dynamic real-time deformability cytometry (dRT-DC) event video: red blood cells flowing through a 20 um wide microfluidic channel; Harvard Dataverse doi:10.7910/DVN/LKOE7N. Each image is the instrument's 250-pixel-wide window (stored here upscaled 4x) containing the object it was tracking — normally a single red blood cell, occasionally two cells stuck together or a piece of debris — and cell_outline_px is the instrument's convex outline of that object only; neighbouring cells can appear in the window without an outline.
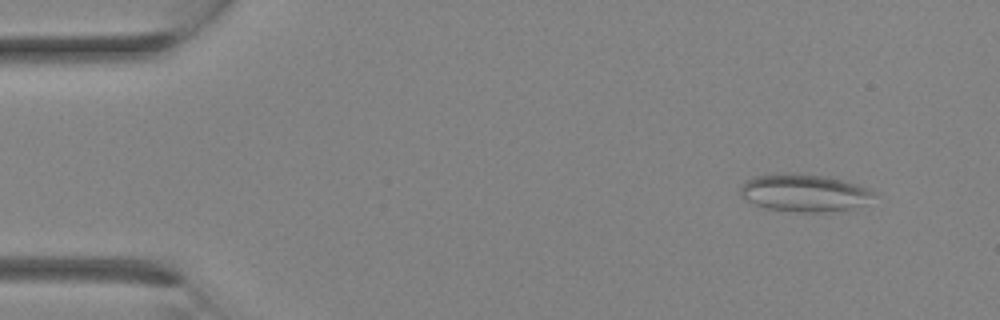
{"species": "Egyptian fruit bat (a non-hibernating species)", "species_latin": "Rousettus aegyptiacus", "temperature_condition": "room temperature", "stored_images_in_passage": 28, "segment_of_instrument_passage": [1, 2], "camera_frame_rate_fps": 3000, "um_per_image_px": 0.085, "animal": {"sex": "female"}, "frame": {"image": 1, "passage_image": 1, "time_ms": 0.0, "image_size_px": [1000, 320], "cell_outline_px": [[872, 192], [860, 204], [848, 208], [828, 212], [796, 212], [764, 208], [740, 196], [740, 188], [752, 176], [776, 172], [788, 172], [820, 176], [844, 180], [868, 188]], "centroid_in_image_um": [68.22, 16.37], "position_along_channel_um": 16.8, "area_um2": 28.61}}
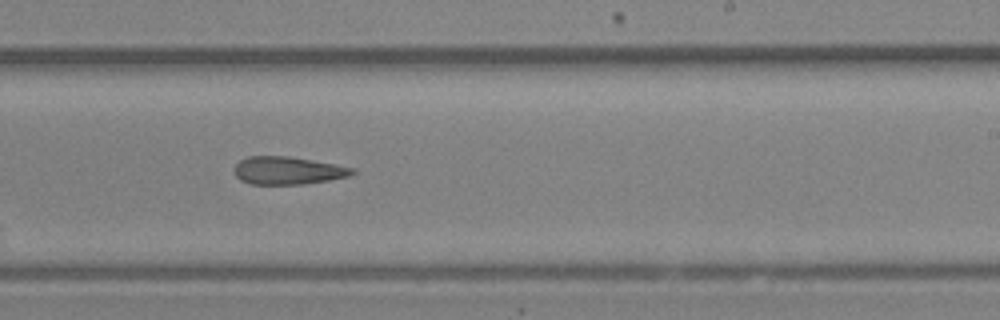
{"frame": {"image": 2, "passage_image": 16, "time_ms": 5.0, "image_size_px": [1000, 320], "cell_outline_px": [[356, 172], [348, 176], [328, 180], [304, 184], [252, 184], [240, 180], [236, 176], [232, 168], [240, 160], [248, 156], [288, 156], [312, 160], [356, 168]], "centroid_in_image_um": [24.44, 14.49], "position_along_channel_um": 264.6, "area_um2": 19.13}}
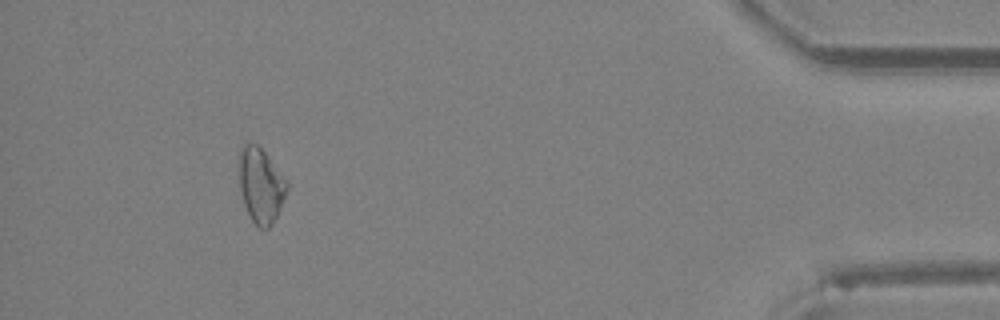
{"frame": {"image": 3, "passage_image": 25, "time_ms": 8.0, "image_size_px": [1000, 320], "cell_outline_px": [[288, 188], [280, 208], [272, 224], [268, 228], [260, 228], [252, 220], [244, 204], [240, 192], [240, 148], [244, 144], [256, 144], [264, 152], [288, 180]], "centroid_in_image_um": [22.18, 15.76], "position_along_channel_um": 413.0, "area_um2": 20.52}}